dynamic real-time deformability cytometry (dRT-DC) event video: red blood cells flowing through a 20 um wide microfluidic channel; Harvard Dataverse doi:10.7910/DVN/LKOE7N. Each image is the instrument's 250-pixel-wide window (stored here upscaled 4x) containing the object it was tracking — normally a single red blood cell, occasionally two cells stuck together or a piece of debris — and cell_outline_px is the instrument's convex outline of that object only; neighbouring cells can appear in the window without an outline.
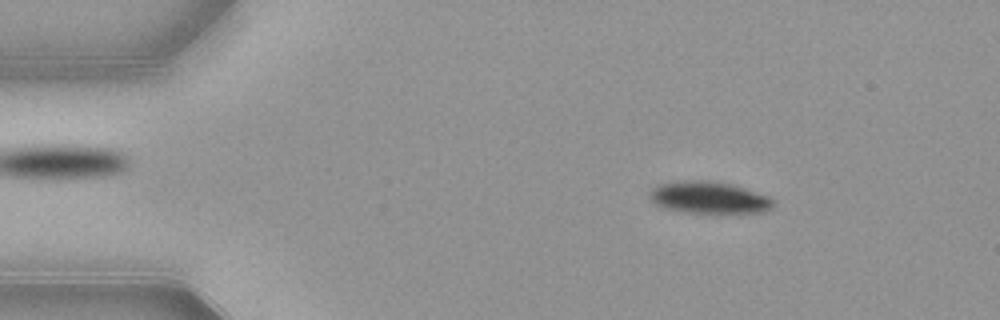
{"species": "common noctule bat (a hibernating species)", "species_latin": "Nyctalus noctula", "temperature_condition": "warm", "stored_images_in_passage": 52, "camera_frame_rate_fps": 3000, "um_per_image_px": 0.085, "animal": {"sex": "female", "body_mass_g": 21.9}, "frame": {"image": 1, "passage_image": 7, "time_ms": 2.0, "image_size_px": [1000, 320], "cell_outline_px": [[776, 204], [772, 208], [764, 212], [684, 212], [660, 208], [648, 196], [648, 192], [652, 188], [660, 184], [696, 180], [732, 184], [768, 196]], "centroid_in_image_um": [60.24, 16.81], "position_along_channel_um": 24.8, "area_um2": 22.66}}
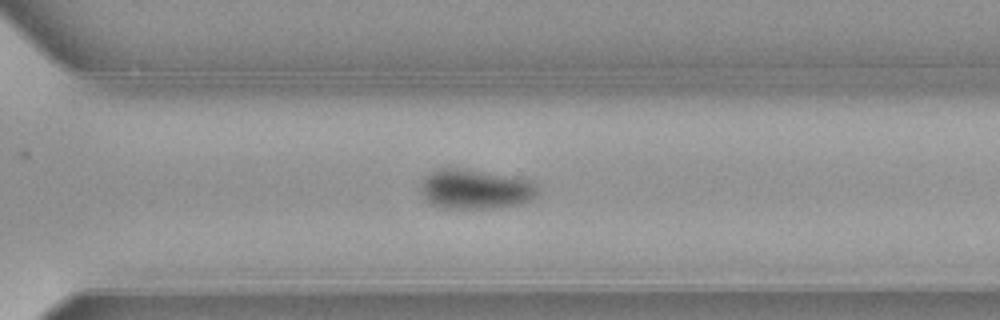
{"frame": {"image": 2, "passage_image": 36, "time_ms": 11.667, "image_size_px": [1000, 320], "cell_outline_px": [[536, 196], [520, 204], [492, 208], [444, 208], [432, 204], [420, 192], [420, 184], [424, 176], [440, 168], [468, 168], [532, 180], [536, 184]], "centroid_in_image_um": [40.38, 16.06], "position_along_channel_um": 330.2, "area_um2": 27.17}}
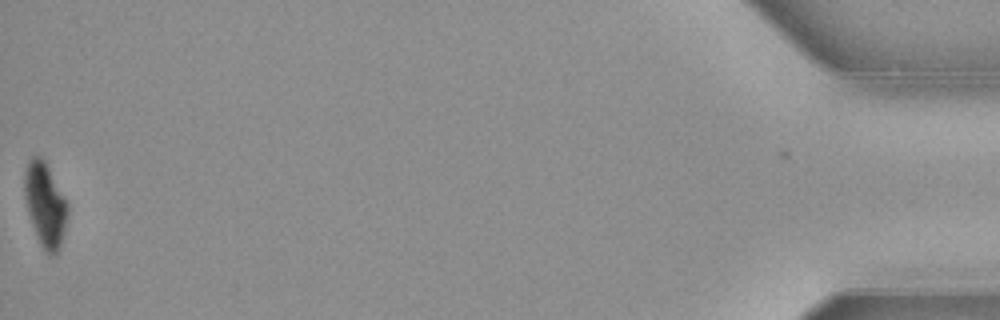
{"frame": {"image": 3, "passage_image": 52, "time_ms": 17.0, "image_size_px": [1000, 320], "cell_outline_px": [[68, 216], [60, 248], [52, 256], [48, 256], [40, 244], [36, 236], [28, 212], [24, 196], [24, 176], [28, 160], [32, 156], [40, 156], [44, 160], [68, 204]], "centroid_in_image_um": [3.83, 17.43], "position_along_channel_um": 431.4, "area_um2": 21.04}, "authors_computed_cell_mechanics": {"area_um2": 25.5765, "velocity_mm_per_s": 3.8775, "shape_relaxation_time_tau1_ms": 2.6137, "shape_relaxation_time_tau2_ms": null, "deformation_change_tau1": 0.1141, "deformation_change_tau2": null}}